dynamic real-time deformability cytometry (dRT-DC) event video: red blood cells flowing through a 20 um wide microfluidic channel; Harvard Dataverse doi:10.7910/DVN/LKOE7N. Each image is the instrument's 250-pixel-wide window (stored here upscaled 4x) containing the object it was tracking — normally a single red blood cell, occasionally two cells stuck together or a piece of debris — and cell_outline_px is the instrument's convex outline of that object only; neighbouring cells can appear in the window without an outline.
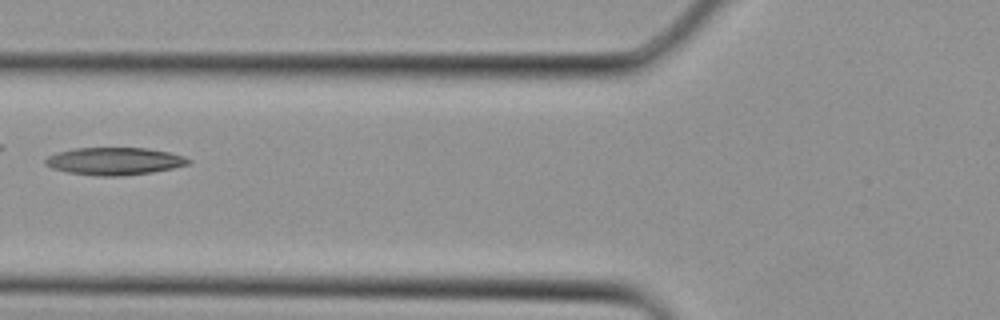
{"species": "Egyptian fruit bat (a non-hibernating species)", "species_latin": "Rousettus aegyptiacus", "temperature_condition": "cold", "stored_images_in_passage": 3, "camera_frame_rate_fps": 3000, "um_per_image_px": 0.085, "animal": {"sex": "female"}, "frame": {"image": 1, "passage_image": 3, "time_ms": 0.667, "image_size_px": [1000, 320], "cell_outline_px": [[192, 164], [152, 172], [120, 176], [96, 176], [68, 172], [52, 168], [44, 164], [44, 160], [48, 156], [56, 152], [76, 148], [144, 148], [168, 152], [184, 156], [192, 160]], "centroid_in_image_um": [9.73, 13.7], "position_along_channel_um": 116.1, "area_um2": 22.95}}